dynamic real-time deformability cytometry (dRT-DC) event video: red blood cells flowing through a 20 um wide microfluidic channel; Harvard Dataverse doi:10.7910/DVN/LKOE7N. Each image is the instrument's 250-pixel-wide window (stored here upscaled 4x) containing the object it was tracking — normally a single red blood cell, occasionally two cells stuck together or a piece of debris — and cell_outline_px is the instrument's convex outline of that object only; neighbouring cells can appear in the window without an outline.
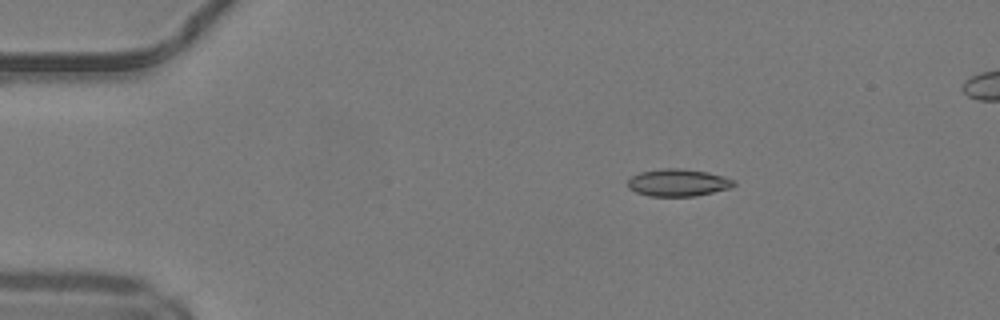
{"species": "common noctule bat (a hibernating species)", "species_latin": "Nyctalus noctula", "temperature_condition": "warm", "stored_images_in_passage": 42, "camera_frame_rate_fps": 3000, "um_per_image_px": 0.085, "animal": {"sex": "male", "body_mass_g": 19.2, "forearm_length_mm": 51.8}, "frame": {"image": 1, "passage_image": 1, "time_ms": 0.0, "image_size_px": [1000, 320], "cell_outline_px": [[736, 184], [728, 188], [712, 192], [692, 196], [648, 196], [636, 192], [628, 188], [628, 180], [632, 176], [640, 172], [664, 168], [680, 168], [708, 172], [732, 180]], "centroid_in_image_um": [57.57, 15.52], "position_along_channel_um": 27.4, "area_um2": 16.59}}
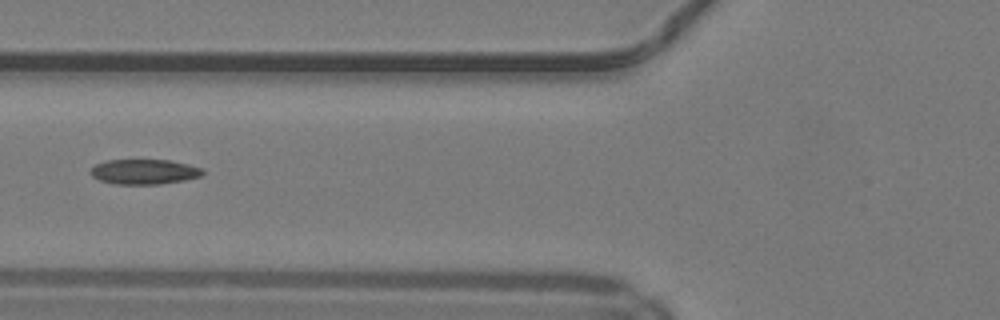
{"frame": {"image": 2, "passage_image": 12, "time_ms": 3.667, "image_size_px": [1000, 320], "cell_outline_px": [[204, 172], [200, 176], [184, 180], [160, 184], [116, 184], [100, 180], [92, 176], [88, 172], [96, 164], [108, 160], [168, 160], [188, 164], [204, 168]], "centroid_in_image_um": [12.26, 14.6], "position_along_channel_um": 113.5, "area_um2": 16.3}}
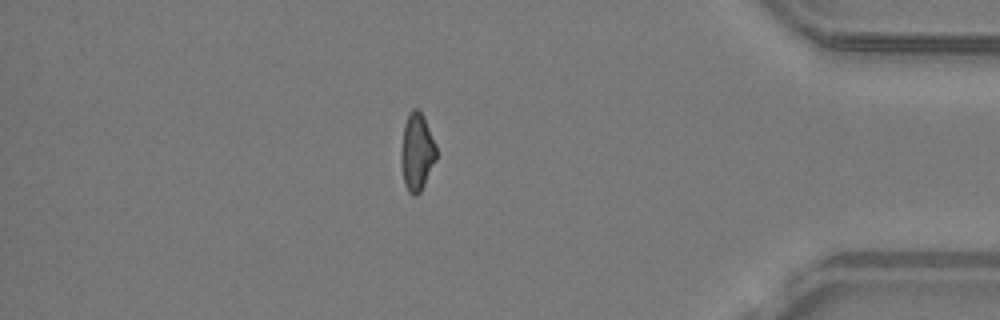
{"frame": {"image": 3, "passage_image": 35, "time_ms": 11.333, "image_size_px": [1000, 320], "cell_outline_px": [[436, 160], [420, 192], [416, 196], [412, 196], [408, 192], [404, 184], [400, 160], [400, 152], [404, 124], [408, 112], [412, 108], [416, 108], [424, 116], [436, 144]], "centroid_in_image_um": [35.42, 12.91], "position_along_channel_um": 399.8, "area_um2": 16.18}}